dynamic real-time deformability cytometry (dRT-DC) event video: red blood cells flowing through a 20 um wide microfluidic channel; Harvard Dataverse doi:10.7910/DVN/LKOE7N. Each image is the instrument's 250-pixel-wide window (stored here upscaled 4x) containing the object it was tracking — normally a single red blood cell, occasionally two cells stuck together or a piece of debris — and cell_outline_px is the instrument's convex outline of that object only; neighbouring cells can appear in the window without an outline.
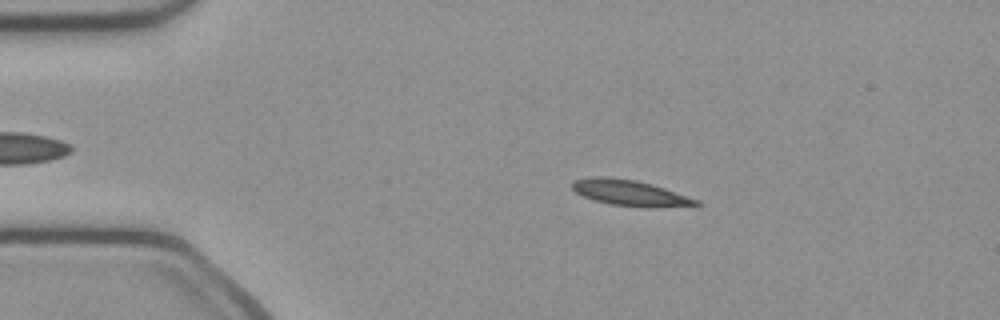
{"species": "common noctule bat (a hibernating species)", "species_latin": "Nyctalus noctula", "temperature_condition": "cold", "stored_images_in_passage": 45, "camera_frame_rate_fps": 3000, "um_per_image_px": 0.085, "animal": {"sex": "female", "body_mass_g": 21.9}, "frame": {"image": 1, "passage_image": 4, "time_ms": 1.0, "image_size_px": [1000, 320], "cell_outline_px": [[700, 204], [648, 208], [644, 208], [612, 204], [596, 200], [584, 196], [576, 192], [572, 188], [572, 180], [592, 176], [608, 176], [636, 180], [652, 184], [700, 200]], "centroid_in_image_um": [53.52, 16.38], "position_along_channel_um": 31.5, "area_um2": 18.55}}
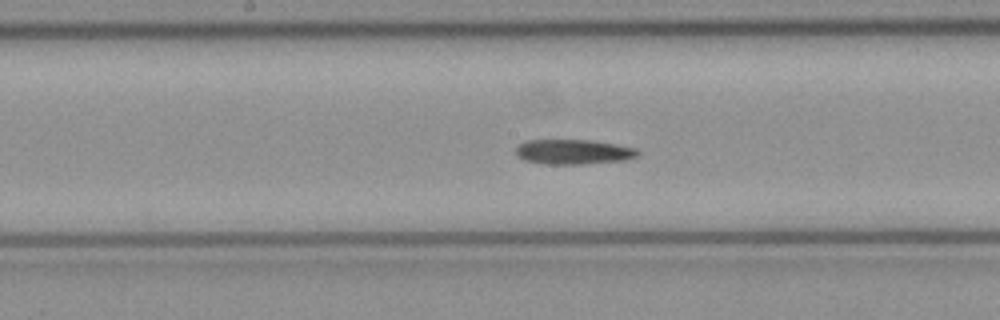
{"frame": {"image": 2, "passage_image": 20, "time_ms": 6.333, "image_size_px": [1000, 320], "cell_outline_px": [[640, 156], [624, 160], [584, 164], [544, 164], [524, 160], [516, 156], [516, 148], [524, 140], [592, 140], [616, 144], [636, 148], [640, 152]], "centroid_in_image_um": [48.75, 12.91], "position_along_channel_um": 199.4, "area_um2": 17.86}}
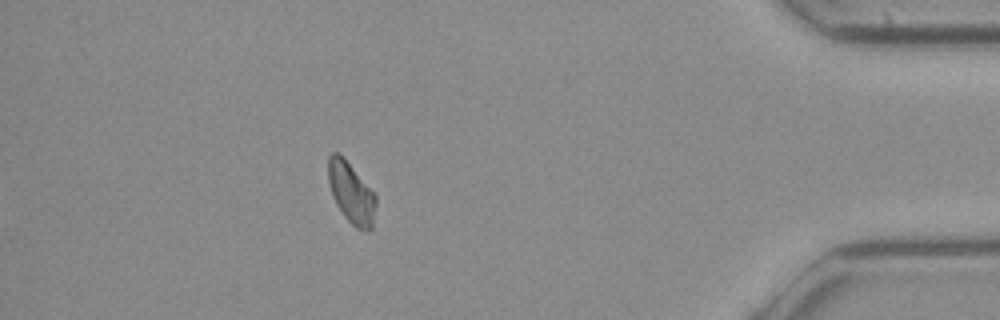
{"frame": {"image": 3, "passage_image": 39, "time_ms": 12.667, "image_size_px": [1000, 320], "cell_outline_px": [[376, 204], [372, 228], [368, 232], [356, 228], [344, 216], [336, 204], [332, 196], [328, 184], [328, 156], [332, 152], [340, 152], [344, 156], [376, 196]], "centroid_in_image_um": [29.83, 16.37], "position_along_channel_um": 405.4, "area_um2": 17.11}, "authors_computed_cell_mechanics": {"area_um2": 17.8024, "velocity_mm_per_s": 4.0548, "shape_relaxation_time_tau1_ms": 2.6821, "shape_relaxation_time_tau2_ms": 9.1359, "deformation_change_tau1": 0.1175, "deformation_change_tau2": 0.1714}}